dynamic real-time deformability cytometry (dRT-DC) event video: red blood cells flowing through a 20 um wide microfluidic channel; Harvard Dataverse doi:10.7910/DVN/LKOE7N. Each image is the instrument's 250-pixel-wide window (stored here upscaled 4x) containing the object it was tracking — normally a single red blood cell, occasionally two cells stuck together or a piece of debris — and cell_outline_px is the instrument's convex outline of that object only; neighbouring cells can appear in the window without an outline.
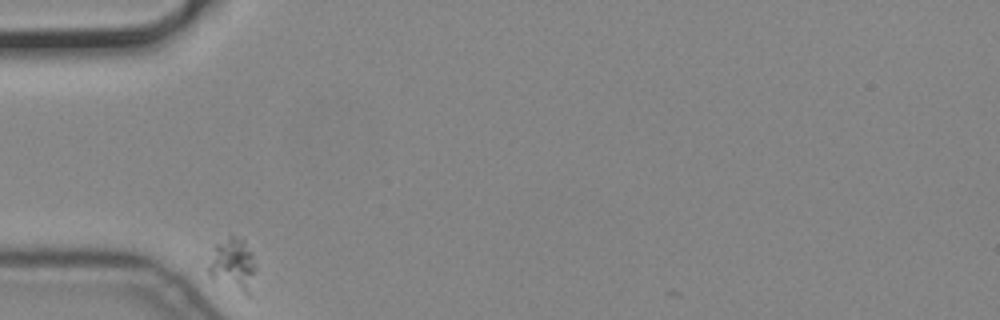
{"species": "common noctule bat (a hibernating species)", "species_latin": "Nyctalus noctula", "temperature_condition": "cold", "stored_images_in_passage": 35, "camera_frame_rate_fps": 3000, "um_per_image_px": 0.085, "animal": {"sex": "male", "body_mass_g": 19.2, "forearm_length_mm": 51.8}, "frame": {"image": 1, "passage_image": 1, "time_ms": 0.0, "image_size_px": [1000, 320], "cell_outline_px": [[256, 268], [252, 296], [248, 296], [212, 280], [208, 276], [208, 268], [216, 244], [228, 236], [232, 236], [244, 240], [252, 252]], "centroid_in_image_um": [19.84, 22.56], "position_along_channel_um": 65.2, "area_um2": 14.85}}
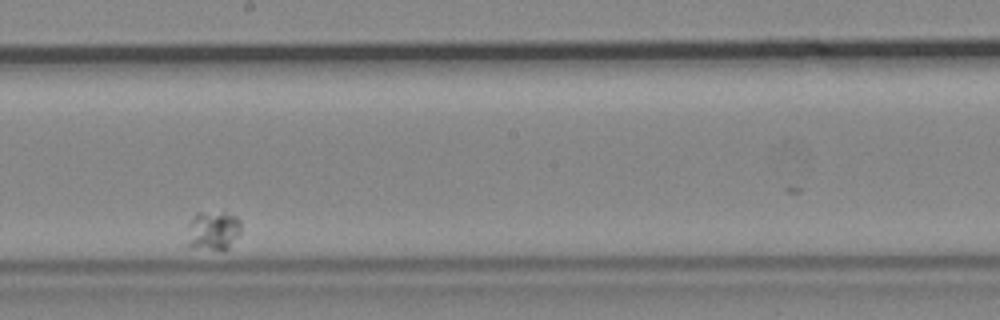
{"frame": {"image": 2, "passage_image": 20, "time_ms": 6.333, "image_size_px": [1000, 320], "cell_outline_px": [[240, 232], [228, 248], [220, 252], [188, 248], [188, 224], [192, 216], [196, 212], [224, 212], [236, 216], [240, 220]], "centroid_in_image_um": [18.08, 19.63], "position_along_channel_um": 230.1, "area_um2": 12.77}}
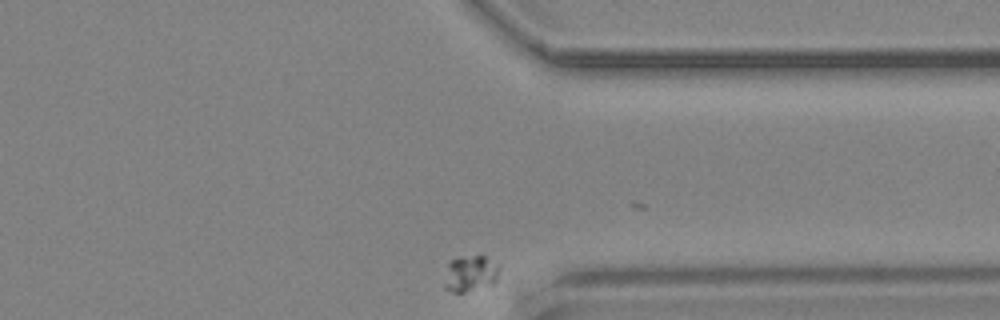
{"frame": {"image": 3, "passage_image": 35, "time_ms": 11.333, "image_size_px": [1000, 320], "cell_outline_px": [[500, 268], [496, 280], [492, 284], [464, 292], [452, 292], [444, 288], [444, 284], [448, 264], [452, 260], [460, 256], [484, 256]], "centroid_in_image_um": [39.96, 23.26], "position_along_channel_um": 371.4, "area_um2": 11.33}}